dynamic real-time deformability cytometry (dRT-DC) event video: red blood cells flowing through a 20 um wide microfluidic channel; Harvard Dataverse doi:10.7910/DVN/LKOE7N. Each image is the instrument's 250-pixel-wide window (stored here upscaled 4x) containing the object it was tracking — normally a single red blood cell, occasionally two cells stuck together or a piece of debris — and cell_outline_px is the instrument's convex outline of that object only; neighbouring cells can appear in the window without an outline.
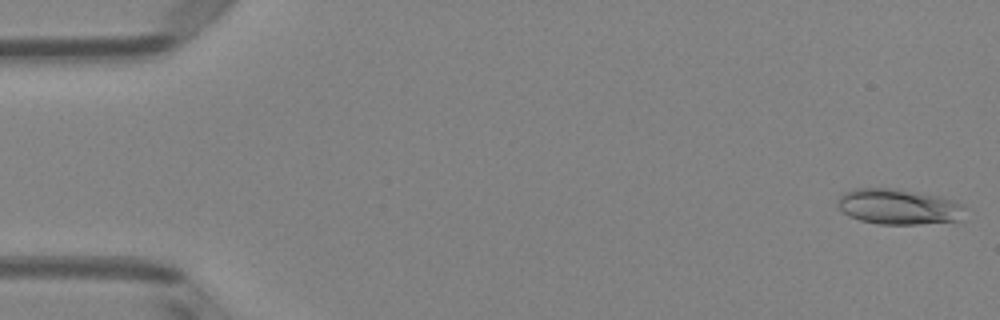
{"species": "Egyptian fruit bat (a non-hibernating species)", "species_latin": "Rousettus aegyptiacus", "temperature_condition": "room temperature", "stored_images_in_passage": 50, "camera_frame_rate_fps": 3000, "um_per_image_px": 0.085, "animal": {"sex": "female"}, "frame": {"image": 1, "passage_image": 1, "time_ms": 0.0, "image_size_px": [1000, 320], "cell_outline_px": [[968, 220], [916, 224], [876, 224], [860, 220], [848, 216], [836, 204], [836, 200], [844, 192], [852, 188], [896, 188], [920, 192], [940, 196], [956, 200], [964, 204]], "centroid_in_image_um": [76.46, 17.57], "position_along_channel_um": 8.5, "area_um2": 27.17}}
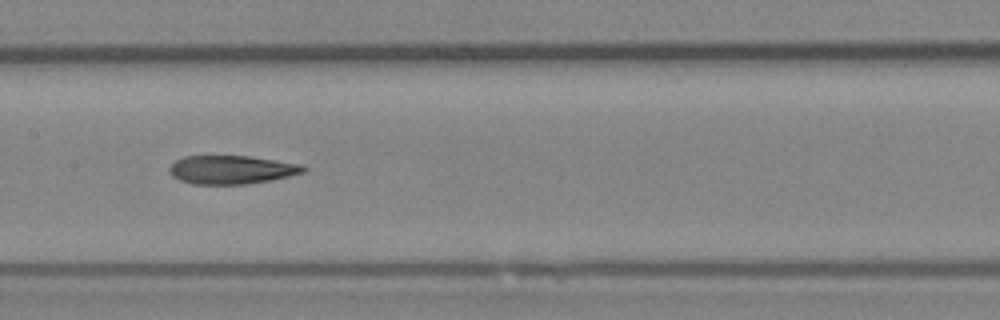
{"frame": {"image": 2, "passage_image": 25, "time_ms": 8.0, "image_size_px": [1000, 320], "cell_outline_px": [[308, 168], [304, 172], [272, 180], [248, 184], [192, 184], [180, 180], [172, 176], [168, 172], [168, 168], [176, 160], [184, 156], [248, 156], [276, 160], [300, 164]], "centroid_in_image_um": [19.66, 14.43], "position_along_channel_um": 187.7, "area_um2": 22.31}}
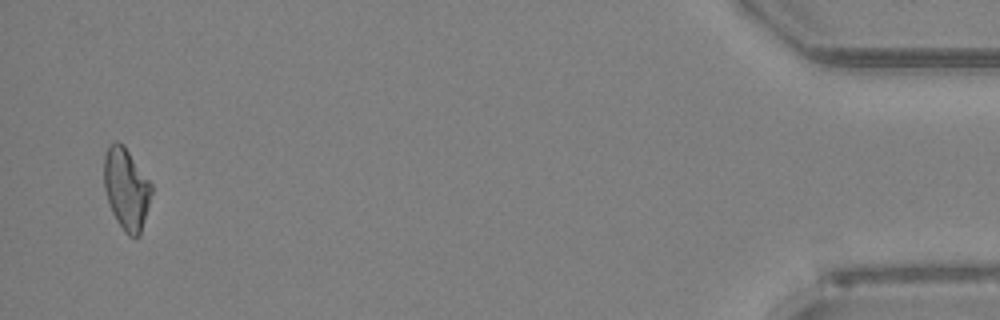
{"frame": {"image": 3, "passage_image": 49, "time_ms": 16.0, "image_size_px": [1000, 320], "cell_outline_px": [[152, 192], [140, 236], [128, 236], [124, 232], [116, 220], [112, 212], [104, 188], [104, 156], [108, 144], [116, 140], [124, 144], [152, 184]], "centroid_in_image_um": [10.73, 16.02], "position_along_channel_um": 424.5, "area_um2": 22.72}, "authors_computed_cell_mechanics": {"area_um2": 23.0911, "velocity_mm_per_s": 3.9949, "shape_relaxation_time_tau1_ms": null, "shape_relaxation_time_tau2_ms": 4.6494, "deformation_change_tau1": null, "deformation_change_tau2": 0.1346}}